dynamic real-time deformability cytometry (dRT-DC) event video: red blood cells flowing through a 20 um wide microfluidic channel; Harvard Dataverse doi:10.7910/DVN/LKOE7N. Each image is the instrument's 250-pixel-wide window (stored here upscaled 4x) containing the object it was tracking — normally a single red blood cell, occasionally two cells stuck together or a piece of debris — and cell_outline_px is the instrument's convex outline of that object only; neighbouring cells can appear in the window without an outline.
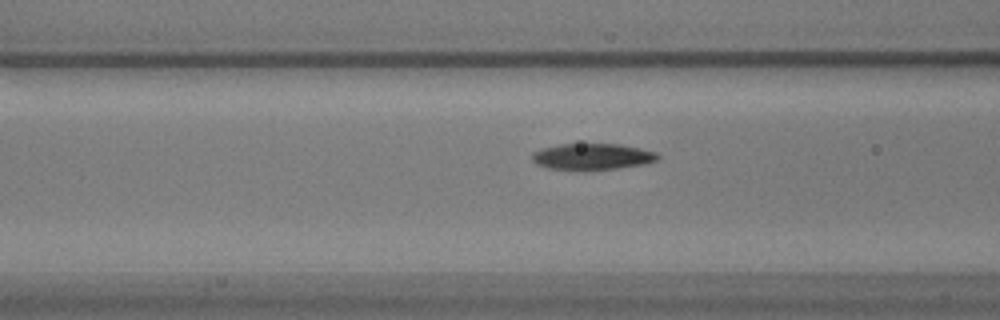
{"species": "common noctule bat (a hibernating species)", "species_latin": "Nyctalus noctula", "temperature_condition": "warm", "stored_images_in_passage": 28, "camera_frame_rate_fps": 3000, "um_per_image_px": 0.085, "animal": {"sex": "male", "body_mass_g": 17.9}, "frame": {"image": 1, "passage_image": 5, "time_ms": 1.333, "image_size_px": [1000, 320], "cell_outline_px": [[660, 156], [656, 160], [644, 164], [616, 168], [576, 172], [548, 168], [536, 164], [532, 160], [532, 152], [544, 148], [560, 144], [620, 144], [656, 152]], "centroid_in_image_um": [50.3, 13.34], "position_along_channel_um": 116.3, "area_um2": 19.54}}
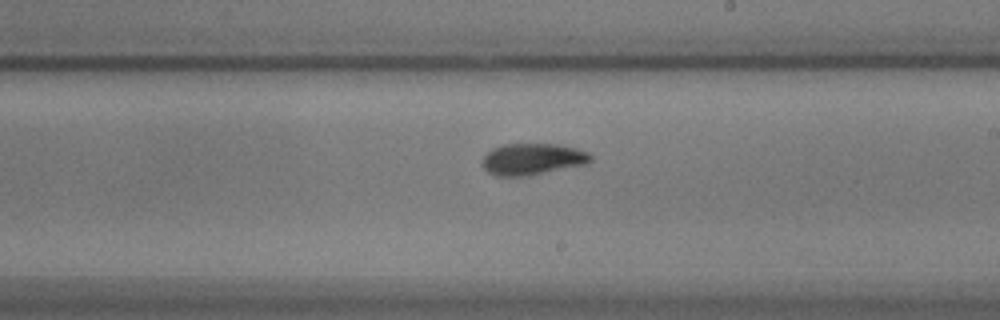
{"frame": {"image": 2, "passage_image": 16, "time_ms": 5.0, "image_size_px": [1000, 320], "cell_outline_px": [[592, 160], [588, 164], [528, 176], [492, 176], [480, 164], [480, 160], [492, 148], [504, 144], [556, 144], [576, 148], [588, 152], [592, 156]], "centroid_in_image_um": [45.24, 13.54], "position_along_channel_um": 243.8, "area_um2": 20.23}}
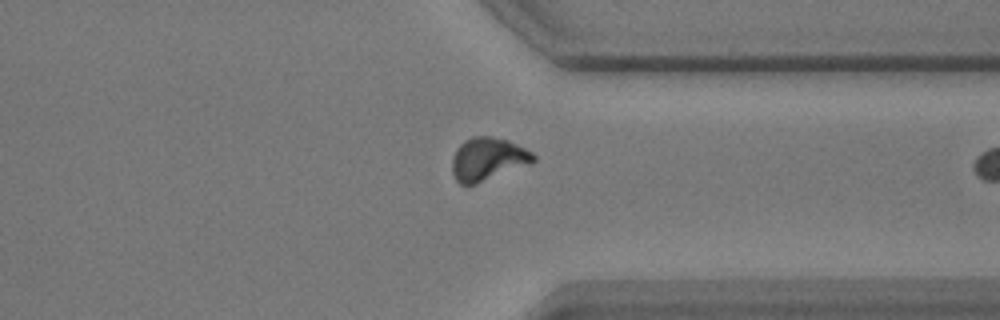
{"frame": {"image": 3, "passage_image": 27, "time_ms": 8.667, "image_size_px": [1000, 320], "cell_outline_px": [[536, 160], [532, 164], [476, 184], [460, 184], [456, 180], [452, 172], [452, 156], [456, 148], [464, 140], [472, 136], [492, 136], [508, 140], [532, 152], [536, 156]], "centroid_in_image_um": [41.47, 13.52], "position_along_channel_um": 369.9, "area_um2": 20.63}}